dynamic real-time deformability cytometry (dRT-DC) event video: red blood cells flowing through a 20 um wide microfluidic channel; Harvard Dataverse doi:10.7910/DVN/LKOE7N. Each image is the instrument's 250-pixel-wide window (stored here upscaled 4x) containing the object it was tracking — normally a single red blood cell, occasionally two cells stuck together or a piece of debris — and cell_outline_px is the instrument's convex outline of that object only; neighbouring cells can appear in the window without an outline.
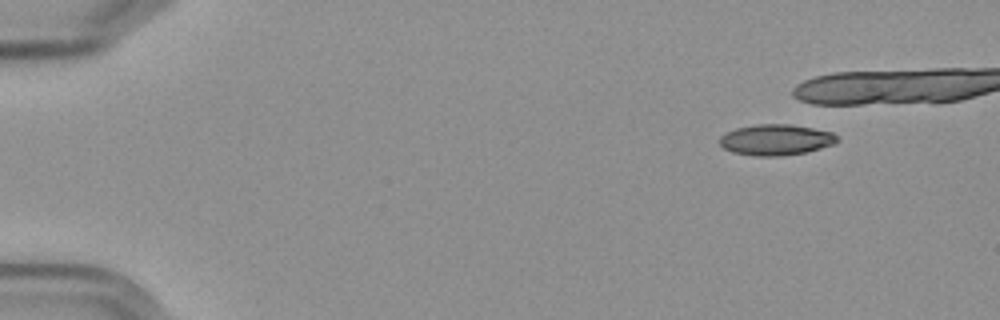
{"species": "Egyptian fruit bat (a non-hibernating species)", "species_latin": "Rousettus aegyptiacus", "temperature_condition": "cold", "stored_images_in_passage": 8, "camera_frame_rate_fps": 3000, "um_per_image_px": 0.085, "frame": {"image": 1, "passage_image": 1, "time_ms": 0.0, "image_size_px": [1000, 320], "cell_outline_px": [[840, 140], [832, 144], [820, 148], [804, 152], [780, 156], [756, 156], [732, 152], [724, 148], [720, 144], [720, 136], [736, 128], [756, 124], [788, 124], [812, 128], [832, 132]], "centroid_in_image_um": [65.93, 11.88], "position_along_channel_um": 19.1, "area_um2": 20.92}}
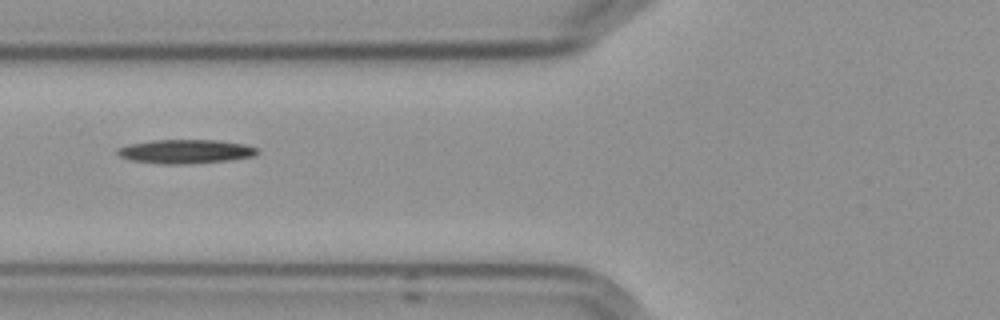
{"frame": {"image": 2, "passage_image": 8, "time_ms": 8.333, "image_size_px": [1000, 320], "cell_outline_px": [[256, 152], [252, 156], [228, 160], [184, 164], [164, 164], [132, 160], [120, 156], [116, 152], [116, 148], [128, 144], [152, 140], [220, 140], [244, 144], [256, 148]], "centroid_in_image_um": [15.71, 12.86], "position_along_channel_um": 110.1, "area_um2": 19.31}}